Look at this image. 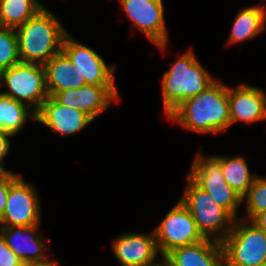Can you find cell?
Instances as JSON below:
<instances>
[{
	"label": "cell",
	"mask_w": 266,
	"mask_h": 266,
	"mask_svg": "<svg viewBox=\"0 0 266 266\" xmlns=\"http://www.w3.org/2000/svg\"><path fill=\"white\" fill-rule=\"evenodd\" d=\"M5 82V83H4ZM6 84L9 91L2 93L25 103L37 112L48 98L45 69L41 64L19 62L0 72V88Z\"/></svg>",
	"instance_id": "8992f818"
},
{
	"label": "cell",
	"mask_w": 266,
	"mask_h": 266,
	"mask_svg": "<svg viewBox=\"0 0 266 266\" xmlns=\"http://www.w3.org/2000/svg\"><path fill=\"white\" fill-rule=\"evenodd\" d=\"M228 101L231 124L253 123L266 119V94L258 87L239 84L228 87Z\"/></svg>",
	"instance_id": "5bb4252c"
},
{
	"label": "cell",
	"mask_w": 266,
	"mask_h": 266,
	"mask_svg": "<svg viewBox=\"0 0 266 266\" xmlns=\"http://www.w3.org/2000/svg\"><path fill=\"white\" fill-rule=\"evenodd\" d=\"M246 200L248 222L258 213L266 211V178L257 176L248 192L242 197Z\"/></svg>",
	"instance_id": "cb8c5ba5"
},
{
	"label": "cell",
	"mask_w": 266,
	"mask_h": 266,
	"mask_svg": "<svg viewBox=\"0 0 266 266\" xmlns=\"http://www.w3.org/2000/svg\"><path fill=\"white\" fill-rule=\"evenodd\" d=\"M201 188L206 190L221 207L235 219L242 197L226 182L221 163L214 157L196 155L188 174Z\"/></svg>",
	"instance_id": "ba28073f"
},
{
	"label": "cell",
	"mask_w": 266,
	"mask_h": 266,
	"mask_svg": "<svg viewBox=\"0 0 266 266\" xmlns=\"http://www.w3.org/2000/svg\"><path fill=\"white\" fill-rule=\"evenodd\" d=\"M20 258L7 246L0 234V266H22Z\"/></svg>",
	"instance_id": "484cf974"
},
{
	"label": "cell",
	"mask_w": 266,
	"mask_h": 266,
	"mask_svg": "<svg viewBox=\"0 0 266 266\" xmlns=\"http://www.w3.org/2000/svg\"><path fill=\"white\" fill-rule=\"evenodd\" d=\"M214 80L192 50L182 54L162 78L163 106L167 117L186 99L202 92Z\"/></svg>",
	"instance_id": "3957f363"
},
{
	"label": "cell",
	"mask_w": 266,
	"mask_h": 266,
	"mask_svg": "<svg viewBox=\"0 0 266 266\" xmlns=\"http://www.w3.org/2000/svg\"><path fill=\"white\" fill-rule=\"evenodd\" d=\"M132 24L164 51L167 28L162 0H119Z\"/></svg>",
	"instance_id": "8fae6325"
},
{
	"label": "cell",
	"mask_w": 266,
	"mask_h": 266,
	"mask_svg": "<svg viewBox=\"0 0 266 266\" xmlns=\"http://www.w3.org/2000/svg\"><path fill=\"white\" fill-rule=\"evenodd\" d=\"M157 266H168L163 260Z\"/></svg>",
	"instance_id": "f546056e"
},
{
	"label": "cell",
	"mask_w": 266,
	"mask_h": 266,
	"mask_svg": "<svg viewBox=\"0 0 266 266\" xmlns=\"http://www.w3.org/2000/svg\"><path fill=\"white\" fill-rule=\"evenodd\" d=\"M9 135L0 131V172L7 171L4 169V157L8 154L10 148V141L8 140Z\"/></svg>",
	"instance_id": "4316f807"
},
{
	"label": "cell",
	"mask_w": 266,
	"mask_h": 266,
	"mask_svg": "<svg viewBox=\"0 0 266 266\" xmlns=\"http://www.w3.org/2000/svg\"><path fill=\"white\" fill-rule=\"evenodd\" d=\"M163 261L168 266H225L222 244L212 238L175 248Z\"/></svg>",
	"instance_id": "2e32d148"
},
{
	"label": "cell",
	"mask_w": 266,
	"mask_h": 266,
	"mask_svg": "<svg viewBox=\"0 0 266 266\" xmlns=\"http://www.w3.org/2000/svg\"><path fill=\"white\" fill-rule=\"evenodd\" d=\"M19 177L9 171L0 172V218L6 209V200L10 185Z\"/></svg>",
	"instance_id": "d4e9b609"
},
{
	"label": "cell",
	"mask_w": 266,
	"mask_h": 266,
	"mask_svg": "<svg viewBox=\"0 0 266 266\" xmlns=\"http://www.w3.org/2000/svg\"><path fill=\"white\" fill-rule=\"evenodd\" d=\"M112 251L122 266H157L159 253L154 231L151 234L126 233L113 240Z\"/></svg>",
	"instance_id": "4fadbf2b"
},
{
	"label": "cell",
	"mask_w": 266,
	"mask_h": 266,
	"mask_svg": "<svg viewBox=\"0 0 266 266\" xmlns=\"http://www.w3.org/2000/svg\"><path fill=\"white\" fill-rule=\"evenodd\" d=\"M38 226L0 227V234L5 239L7 246L23 263L41 262L48 259L44 256V253L49 251L48 247L42 242L43 237L36 234ZM45 249L46 251H44Z\"/></svg>",
	"instance_id": "e0dca14e"
},
{
	"label": "cell",
	"mask_w": 266,
	"mask_h": 266,
	"mask_svg": "<svg viewBox=\"0 0 266 266\" xmlns=\"http://www.w3.org/2000/svg\"><path fill=\"white\" fill-rule=\"evenodd\" d=\"M221 244L225 266H259L266 261V232L252 222L235 219Z\"/></svg>",
	"instance_id": "5b68a950"
},
{
	"label": "cell",
	"mask_w": 266,
	"mask_h": 266,
	"mask_svg": "<svg viewBox=\"0 0 266 266\" xmlns=\"http://www.w3.org/2000/svg\"><path fill=\"white\" fill-rule=\"evenodd\" d=\"M250 222L266 232V211L256 214Z\"/></svg>",
	"instance_id": "83f0119b"
},
{
	"label": "cell",
	"mask_w": 266,
	"mask_h": 266,
	"mask_svg": "<svg viewBox=\"0 0 266 266\" xmlns=\"http://www.w3.org/2000/svg\"><path fill=\"white\" fill-rule=\"evenodd\" d=\"M154 234L158 251L163 258L175 248L195 244L206 239L181 200L166 214L154 230Z\"/></svg>",
	"instance_id": "52a82bcc"
},
{
	"label": "cell",
	"mask_w": 266,
	"mask_h": 266,
	"mask_svg": "<svg viewBox=\"0 0 266 266\" xmlns=\"http://www.w3.org/2000/svg\"><path fill=\"white\" fill-rule=\"evenodd\" d=\"M62 135H71L88 126L93 120L82 111L57 103L51 96L36 112V120Z\"/></svg>",
	"instance_id": "9a60e30c"
},
{
	"label": "cell",
	"mask_w": 266,
	"mask_h": 266,
	"mask_svg": "<svg viewBox=\"0 0 266 266\" xmlns=\"http://www.w3.org/2000/svg\"><path fill=\"white\" fill-rule=\"evenodd\" d=\"M220 163L223 177L226 182L243 197L252 186L256 175L249 172L248 164L244 157L214 156Z\"/></svg>",
	"instance_id": "44dd1931"
},
{
	"label": "cell",
	"mask_w": 266,
	"mask_h": 266,
	"mask_svg": "<svg viewBox=\"0 0 266 266\" xmlns=\"http://www.w3.org/2000/svg\"><path fill=\"white\" fill-rule=\"evenodd\" d=\"M29 105L0 92V131L14 136L23 128L28 116L36 120V112Z\"/></svg>",
	"instance_id": "ffe728a7"
},
{
	"label": "cell",
	"mask_w": 266,
	"mask_h": 266,
	"mask_svg": "<svg viewBox=\"0 0 266 266\" xmlns=\"http://www.w3.org/2000/svg\"><path fill=\"white\" fill-rule=\"evenodd\" d=\"M43 66L47 92L51 97L60 91L86 85L85 79L81 78L75 70V65L62 51L53 56Z\"/></svg>",
	"instance_id": "ac0fdd59"
},
{
	"label": "cell",
	"mask_w": 266,
	"mask_h": 266,
	"mask_svg": "<svg viewBox=\"0 0 266 266\" xmlns=\"http://www.w3.org/2000/svg\"><path fill=\"white\" fill-rule=\"evenodd\" d=\"M22 266H57V263L55 261L45 260L41 262H28L23 263Z\"/></svg>",
	"instance_id": "f1b7e54d"
},
{
	"label": "cell",
	"mask_w": 266,
	"mask_h": 266,
	"mask_svg": "<svg viewBox=\"0 0 266 266\" xmlns=\"http://www.w3.org/2000/svg\"><path fill=\"white\" fill-rule=\"evenodd\" d=\"M39 198L28 182L20 176L10 185L6 209L0 218V227H29L40 224Z\"/></svg>",
	"instance_id": "9c48e42d"
},
{
	"label": "cell",
	"mask_w": 266,
	"mask_h": 266,
	"mask_svg": "<svg viewBox=\"0 0 266 266\" xmlns=\"http://www.w3.org/2000/svg\"><path fill=\"white\" fill-rule=\"evenodd\" d=\"M259 266H266V261L262 264H260Z\"/></svg>",
	"instance_id": "4dcf8cb0"
},
{
	"label": "cell",
	"mask_w": 266,
	"mask_h": 266,
	"mask_svg": "<svg viewBox=\"0 0 266 266\" xmlns=\"http://www.w3.org/2000/svg\"><path fill=\"white\" fill-rule=\"evenodd\" d=\"M43 8L37 0H0V27L16 29Z\"/></svg>",
	"instance_id": "7402d4cb"
},
{
	"label": "cell",
	"mask_w": 266,
	"mask_h": 266,
	"mask_svg": "<svg viewBox=\"0 0 266 266\" xmlns=\"http://www.w3.org/2000/svg\"><path fill=\"white\" fill-rule=\"evenodd\" d=\"M52 98L66 107L74 108L87 114L92 120L118 101L119 94L115 85H89L71 88L56 93Z\"/></svg>",
	"instance_id": "7c38bea8"
},
{
	"label": "cell",
	"mask_w": 266,
	"mask_h": 266,
	"mask_svg": "<svg viewBox=\"0 0 266 266\" xmlns=\"http://www.w3.org/2000/svg\"><path fill=\"white\" fill-rule=\"evenodd\" d=\"M266 21V3L264 6H252L241 9L233 22L228 40L229 44L244 42L263 32Z\"/></svg>",
	"instance_id": "d6986e66"
},
{
	"label": "cell",
	"mask_w": 266,
	"mask_h": 266,
	"mask_svg": "<svg viewBox=\"0 0 266 266\" xmlns=\"http://www.w3.org/2000/svg\"><path fill=\"white\" fill-rule=\"evenodd\" d=\"M15 32L20 61L41 65L62 51L63 39L67 34L55 14L45 7L17 27Z\"/></svg>",
	"instance_id": "7a4b0ae2"
},
{
	"label": "cell",
	"mask_w": 266,
	"mask_h": 266,
	"mask_svg": "<svg viewBox=\"0 0 266 266\" xmlns=\"http://www.w3.org/2000/svg\"><path fill=\"white\" fill-rule=\"evenodd\" d=\"M21 62L14 28L0 27V72Z\"/></svg>",
	"instance_id": "603a6c76"
},
{
	"label": "cell",
	"mask_w": 266,
	"mask_h": 266,
	"mask_svg": "<svg viewBox=\"0 0 266 266\" xmlns=\"http://www.w3.org/2000/svg\"><path fill=\"white\" fill-rule=\"evenodd\" d=\"M62 52L75 65V70L89 85H115V66H107L93 49L74 40L67 33L63 39Z\"/></svg>",
	"instance_id": "30bf717a"
},
{
	"label": "cell",
	"mask_w": 266,
	"mask_h": 266,
	"mask_svg": "<svg viewBox=\"0 0 266 266\" xmlns=\"http://www.w3.org/2000/svg\"><path fill=\"white\" fill-rule=\"evenodd\" d=\"M168 119L200 133L224 131L231 125L228 87L214 79L198 95L182 102Z\"/></svg>",
	"instance_id": "6da1fadb"
},
{
	"label": "cell",
	"mask_w": 266,
	"mask_h": 266,
	"mask_svg": "<svg viewBox=\"0 0 266 266\" xmlns=\"http://www.w3.org/2000/svg\"><path fill=\"white\" fill-rule=\"evenodd\" d=\"M187 188L181 202L188 208L205 238L221 242L233 227L235 218L187 175ZM230 223V224H229ZM214 234V235H213Z\"/></svg>",
	"instance_id": "277c9868"
}]
</instances>
